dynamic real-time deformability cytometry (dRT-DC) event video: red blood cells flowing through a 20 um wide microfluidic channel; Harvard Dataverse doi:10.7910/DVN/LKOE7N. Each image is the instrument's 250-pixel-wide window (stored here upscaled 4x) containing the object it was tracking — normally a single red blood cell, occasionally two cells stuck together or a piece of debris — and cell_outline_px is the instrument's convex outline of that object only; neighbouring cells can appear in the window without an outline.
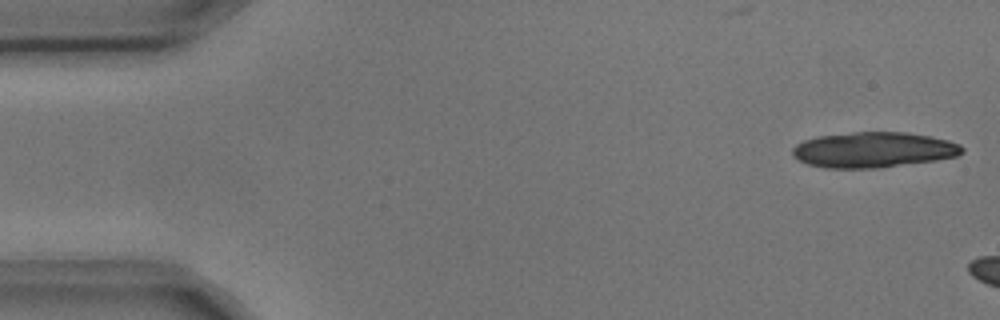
{"species": "common noctule bat (a hibernating species)", "species_latin": "Nyctalus noctula", "temperature_condition": "cold", "stored_images_in_passage": 3, "camera_frame_rate_fps": 3000, "um_per_image_px": 0.085, "animal": {"sex": "male", "body_mass_g": 17.9, "forearm_length_mm": 54.2}, "frame": {"image": 1, "passage_image": 1, "time_ms": 0.0, "image_size_px": [1000, 320], "cell_outline_px": [[964, 152], [956, 156], [936, 160], [876, 168], [824, 168], [808, 164], [796, 160], [792, 156], [792, 148], [796, 144], [804, 140], [816, 136], [852, 132], [908, 132], [932, 136], [948, 140], [960, 144], [964, 148]], "centroid_in_image_um": [74.22, 12.73], "position_along_channel_um": 10.8, "area_um2": 35.37}}